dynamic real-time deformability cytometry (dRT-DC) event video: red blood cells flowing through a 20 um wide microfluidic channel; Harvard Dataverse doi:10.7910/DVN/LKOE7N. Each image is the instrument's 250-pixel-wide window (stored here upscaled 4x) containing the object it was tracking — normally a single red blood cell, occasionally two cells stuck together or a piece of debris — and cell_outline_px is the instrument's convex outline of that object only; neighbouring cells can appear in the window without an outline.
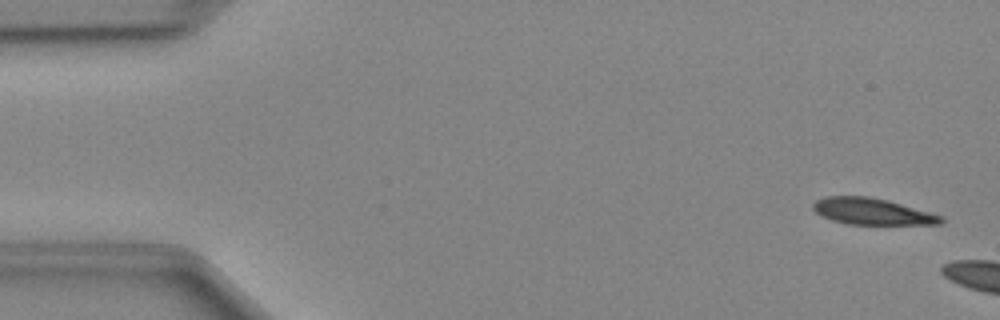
{"species": "Egyptian fruit bat (a non-hibernating species)", "species_latin": "Rousettus aegyptiacus", "temperature_condition": "cold", "stored_images_in_passage": 6, "camera_frame_rate_fps": 3000, "um_per_image_px": 0.085, "animal": {"sex": "female"}, "frame": {"image": 1, "passage_image": 2, "time_ms": 0.333, "image_size_px": [1000, 320], "cell_outline_px": [[944, 220], [940, 224], [848, 224], [832, 220], [820, 216], [812, 208], [812, 204], [816, 200], [824, 196], [868, 196], [888, 200], [944, 216]], "centroid_in_image_um": [74.11, 17.97], "position_along_channel_um": 10.9, "area_um2": 19.77}}